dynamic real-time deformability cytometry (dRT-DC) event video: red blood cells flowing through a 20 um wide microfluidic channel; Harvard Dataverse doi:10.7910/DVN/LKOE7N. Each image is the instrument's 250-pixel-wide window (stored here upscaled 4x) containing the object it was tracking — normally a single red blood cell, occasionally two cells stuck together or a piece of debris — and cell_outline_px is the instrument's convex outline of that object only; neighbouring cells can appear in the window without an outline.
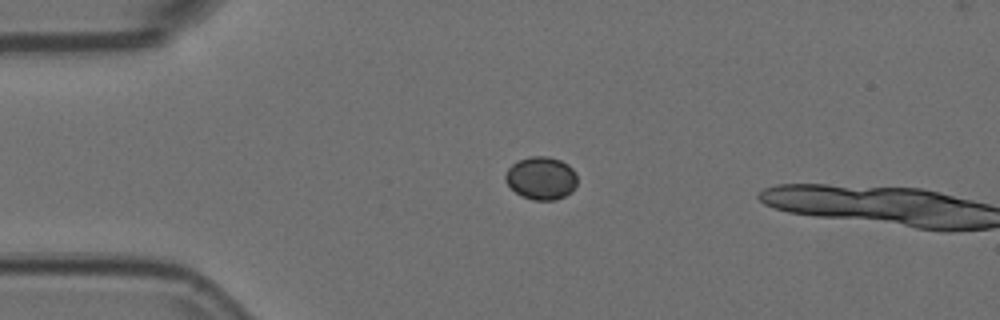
{"species": "Egyptian fruit bat (a non-hibernating species)", "species_latin": "Rousettus aegyptiacus", "temperature_condition": "room temperature", "stored_images_in_passage": 3, "camera_frame_rate_fps": 3000, "um_per_image_px": 0.085, "animal": {"sex": "female"}, "frame": {"image": 1, "passage_image": 1, "time_ms": 0.0, "image_size_px": [1000, 320], "cell_outline_px": [[576, 184], [572, 192], [556, 200], [532, 200], [520, 196], [504, 180], [504, 176], [508, 168], [512, 164], [520, 160], [532, 156], [548, 156], [560, 160], [568, 164], [576, 172]], "centroid_in_image_um": [46.0, 15.15], "position_along_channel_um": 39.0, "area_um2": 18.03}}